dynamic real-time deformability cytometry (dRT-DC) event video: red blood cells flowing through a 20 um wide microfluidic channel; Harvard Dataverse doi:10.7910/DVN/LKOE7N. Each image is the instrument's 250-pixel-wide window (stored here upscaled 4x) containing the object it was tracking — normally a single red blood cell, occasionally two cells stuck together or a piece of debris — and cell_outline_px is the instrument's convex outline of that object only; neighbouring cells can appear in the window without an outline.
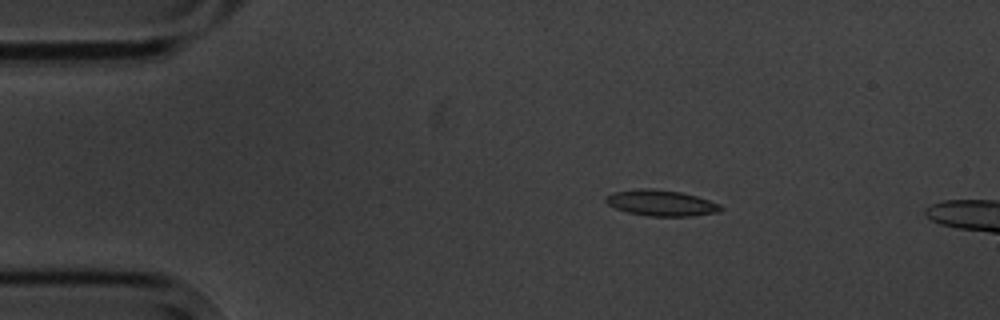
{"species": "common noctule bat (a hibernating species)", "species_latin": "Nyctalus noctula", "temperature_condition": "cold", "stored_images_in_passage": 6, "camera_frame_rate_fps": 3000, "um_per_image_px": 0.085, "animal": {"sex": "male", "body_mass_g": 20.1, "forearm_length_mm": 53.5}, "frame": {"image": 1, "passage_image": 2, "time_ms": 1.0, "image_size_px": [1000, 320], "cell_outline_px": [[724, 208], [720, 212], [692, 216], [648, 216], [628, 212], [616, 208], [608, 204], [604, 200], [604, 196], [612, 192], [640, 188], [652, 188], [680, 192], [696, 196], [720, 204]], "centroid_in_image_um": [56.19, 17.25], "position_along_channel_um": 28.8, "area_um2": 17.46}}
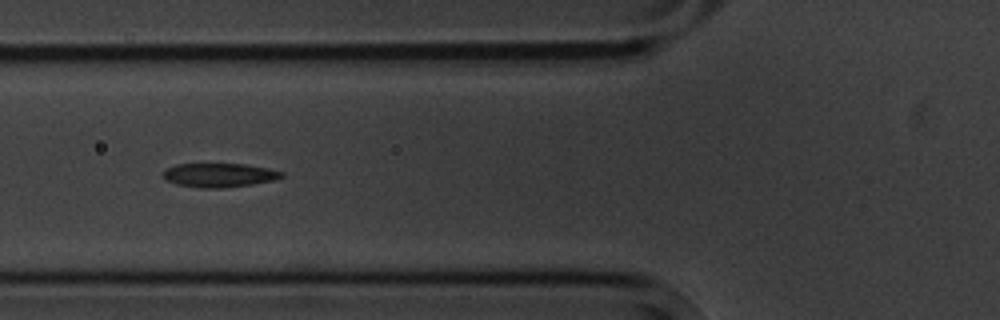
{"frame": {"image": 2, "passage_image": 5, "time_ms": 4.667, "image_size_px": [1000, 320], "cell_outline_px": [[284, 176], [276, 180], [252, 184], [224, 188], [200, 188], [176, 184], [164, 180], [160, 172], [176, 164], [244, 164], [284, 172]], "centroid_in_image_um": [18.59, 14.89], "position_along_channel_um": 107.2, "area_um2": 16.65}}
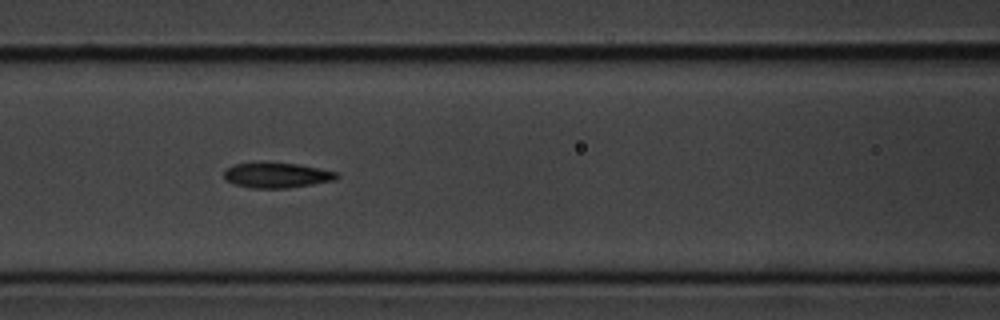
{"frame": {"image": 3, "passage_image": 6, "time_ms": 5.667, "image_size_px": [1000, 320], "cell_outline_px": [[340, 176], [336, 180], [288, 188], [252, 188], [236, 184], [224, 180], [224, 172], [232, 164], [296, 164], [320, 168], [336, 172]], "centroid_in_image_um": [23.56, 14.92], "position_along_channel_um": 143.0, "area_um2": 16.13}}